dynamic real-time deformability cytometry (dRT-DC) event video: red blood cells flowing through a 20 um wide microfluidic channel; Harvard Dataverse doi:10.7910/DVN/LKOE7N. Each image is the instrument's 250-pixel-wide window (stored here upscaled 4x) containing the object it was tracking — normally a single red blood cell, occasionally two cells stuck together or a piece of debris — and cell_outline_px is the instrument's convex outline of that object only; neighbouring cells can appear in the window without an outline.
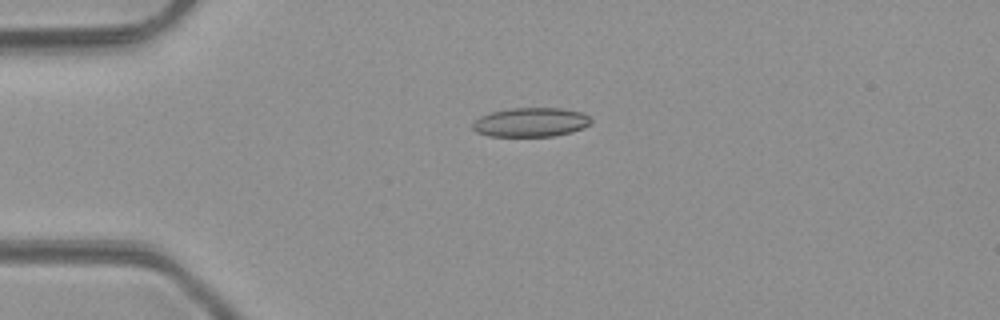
{"species": "common noctule bat (a hibernating species)", "species_latin": "Nyctalus noctula", "temperature_condition": "room temperature", "stored_images_in_passage": 2, "camera_frame_rate_fps": 3000, "um_per_image_px": 0.085, "animal": {"sex": "male", "body_mass_g": 23.1, "forearm_length_mm": 52.7}, "frame": {"image": 1, "passage_image": 1, "time_ms": 0.0, "image_size_px": [1000, 320], "cell_outline_px": [[592, 120], [588, 124], [572, 132], [552, 136], [488, 136], [476, 132], [472, 128], [472, 124], [480, 116], [492, 112], [512, 108], [564, 108], [580, 112], [588, 116]], "centroid_in_image_um": [45.09, 10.39], "position_along_channel_um": 39.9, "area_um2": 19.94}}